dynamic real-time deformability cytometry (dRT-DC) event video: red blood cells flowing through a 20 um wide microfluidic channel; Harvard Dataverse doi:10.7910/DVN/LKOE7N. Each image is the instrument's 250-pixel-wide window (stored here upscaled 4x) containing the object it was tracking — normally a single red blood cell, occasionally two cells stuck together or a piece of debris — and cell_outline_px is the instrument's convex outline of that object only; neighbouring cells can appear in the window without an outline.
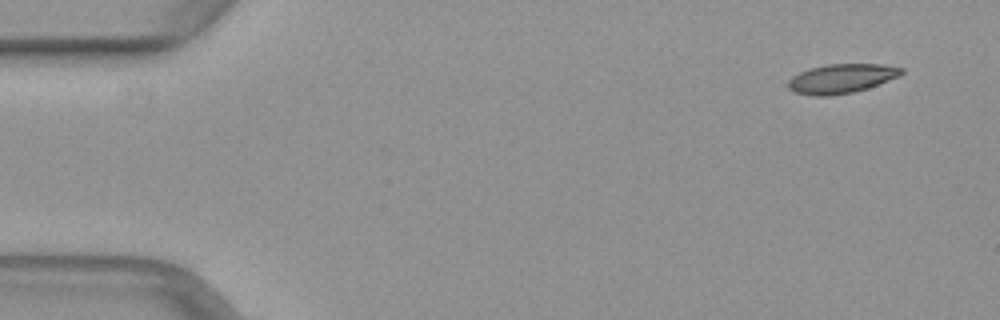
{"species": "common noctule bat (a hibernating species)", "species_latin": "Nyctalus noctula", "temperature_condition": "warm", "stored_images_in_passage": 11, "camera_frame_rate_fps": 3000, "um_per_image_px": 0.085, "animal": {"sex": "female", "body_mass_g": 29.2, "forearm_length_mm": 56.3}, "frame": {"image": 1, "passage_image": 1, "time_ms": 0.0, "image_size_px": [1000, 320], "cell_outline_px": [[904, 72], [900, 76], [868, 88], [852, 92], [828, 96], [816, 96], [792, 92], [788, 88], [788, 80], [792, 76], [800, 72], [812, 68], [828, 64], [880, 64], [904, 68]], "centroid_in_image_um": [71.52, 6.68], "position_along_channel_um": 13.5, "area_um2": 19.31}}
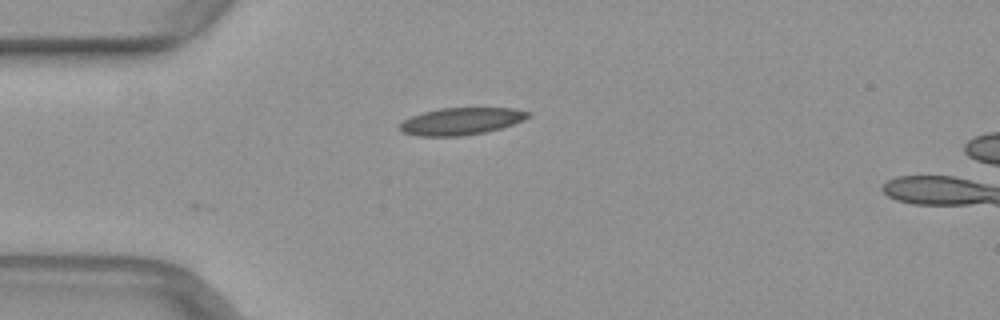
{"frame": {"image": 2, "passage_image": 11, "time_ms": 3.333, "image_size_px": [1000, 320], "cell_outline_px": [[532, 112], [528, 116], [512, 124], [500, 128], [484, 132], [460, 136], [420, 136], [404, 132], [400, 128], [400, 124], [404, 120], [412, 116], [424, 112], [440, 108], [512, 108]], "centroid_in_image_um": [39.19, 10.3], "position_along_channel_um": 45.8, "area_um2": 19.88}}